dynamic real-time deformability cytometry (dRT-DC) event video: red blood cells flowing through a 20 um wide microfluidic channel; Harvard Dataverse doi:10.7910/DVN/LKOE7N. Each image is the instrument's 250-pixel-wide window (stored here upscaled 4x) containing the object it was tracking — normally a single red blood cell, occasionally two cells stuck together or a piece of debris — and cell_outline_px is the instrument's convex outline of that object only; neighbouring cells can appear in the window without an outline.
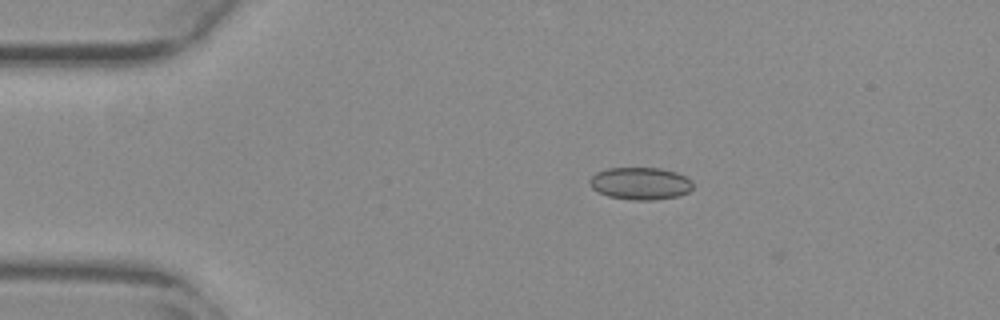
{"species": "common noctule bat (a hibernating species)", "species_latin": "Nyctalus noctula", "temperature_condition": "warm", "stored_images_in_passage": 7, "camera_frame_rate_fps": 3000, "um_per_image_px": 0.085, "animal": {"sex": "female", "body_mass_g": 29.2, "forearm_length_mm": 56.3}, "frame": {"image": 1, "passage_image": 4, "time_ms": 1.0, "image_size_px": [1000, 320], "cell_outline_px": [[692, 188], [688, 192], [680, 196], [652, 200], [632, 200], [608, 196], [592, 188], [588, 180], [596, 172], [608, 168], [660, 168], [676, 172], [692, 180]], "centroid_in_image_um": [54.43, 15.59], "position_along_channel_um": 30.6, "area_um2": 19.48}}